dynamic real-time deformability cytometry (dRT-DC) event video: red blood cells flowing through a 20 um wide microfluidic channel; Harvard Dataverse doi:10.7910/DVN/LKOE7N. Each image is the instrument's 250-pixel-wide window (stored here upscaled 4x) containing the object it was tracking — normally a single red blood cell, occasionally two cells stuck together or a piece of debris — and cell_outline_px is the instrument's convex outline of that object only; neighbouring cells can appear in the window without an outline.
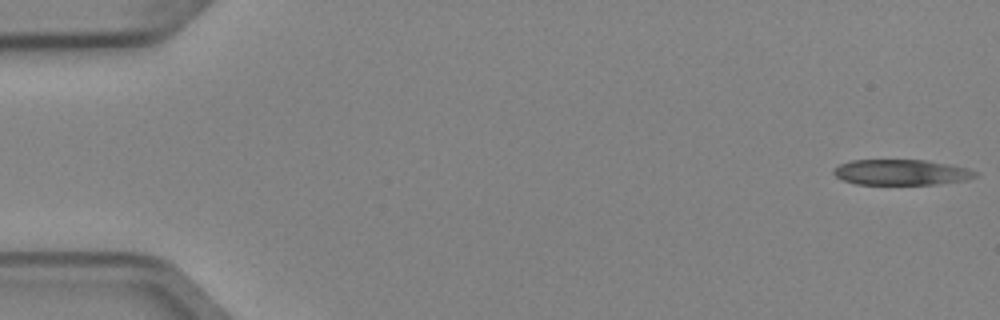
{"species": "Egyptian fruit bat (a non-hibernating species)", "species_latin": "Rousettus aegyptiacus", "temperature_condition": "cold", "stored_images_in_passage": 5, "segment_of_instrument_passage": [1, 2], "camera_frame_rate_fps": 3000, "um_per_image_px": 0.085, "animal": {"sex": "female"}, "frame": {"image": 1, "passage_image": 1, "time_ms": 0.0, "image_size_px": [1000, 320], "cell_outline_px": [[980, 172], [976, 176], [968, 180], [936, 184], [856, 184], [844, 180], [836, 176], [832, 172], [832, 168], [840, 164], [852, 160], [928, 160], [968, 168]], "centroid_in_image_um": [76.63, 14.64], "position_along_channel_um": 8.4, "area_um2": 21.21}}